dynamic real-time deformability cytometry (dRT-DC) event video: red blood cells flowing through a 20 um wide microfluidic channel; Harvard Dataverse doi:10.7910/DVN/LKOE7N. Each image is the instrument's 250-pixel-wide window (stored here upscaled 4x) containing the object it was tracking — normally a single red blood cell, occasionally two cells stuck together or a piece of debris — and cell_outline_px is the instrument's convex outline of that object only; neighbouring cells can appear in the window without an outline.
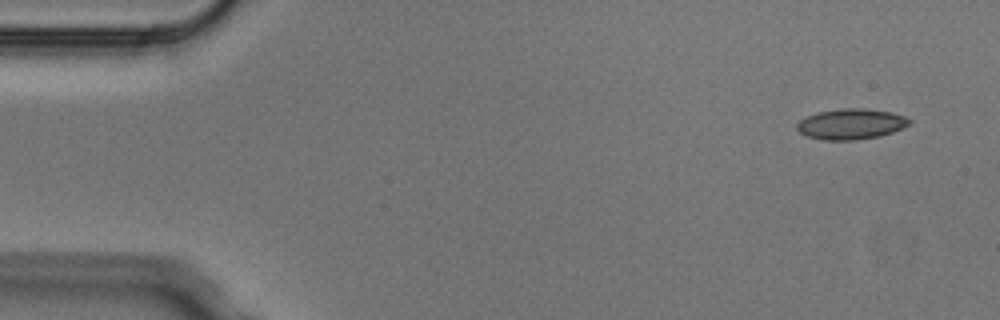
{"species": "Egyptian fruit bat (a non-hibernating species)", "species_latin": "Rousettus aegyptiacus", "temperature_condition": "cold", "stored_images_in_passage": 5, "segment_of_instrument_passage": [1, 2], "camera_frame_rate_fps": 3000, "um_per_image_px": 0.085, "animal": {"sex": "male"}, "frame": {"image": 1, "passage_image": 1, "time_ms": 0.0, "image_size_px": [1000, 320], "cell_outline_px": [[912, 124], [892, 132], [880, 136], [852, 140], [824, 140], [808, 136], [800, 132], [796, 128], [796, 124], [804, 116], [816, 112], [844, 108], [864, 108], [892, 112], [904, 116], [912, 120]], "centroid_in_image_um": [72.34, 10.53], "position_along_channel_um": 12.7, "area_um2": 20.17}}
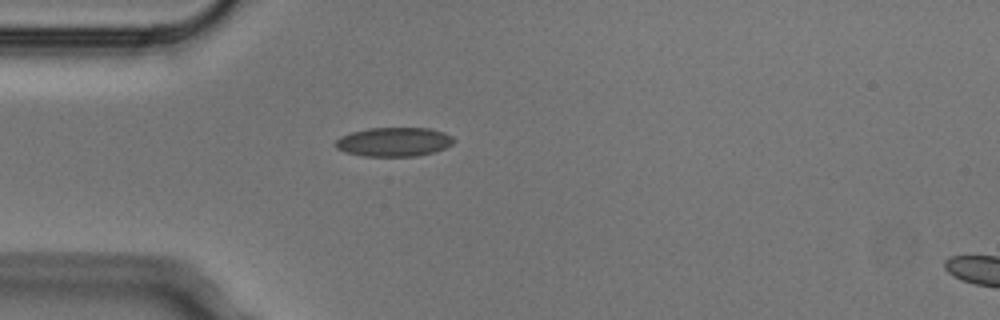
{"frame": {"image": 2, "passage_image": 4, "time_ms": 1.0, "image_size_px": [1000, 320], "cell_outline_px": [[456, 140], [452, 144], [436, 152], [416, 156], [364, 156], [344, 152], [336, 148], [332, 144], [340, 136], [352, 132], [368, 128], [428, 128], [444, 132], [452, 136]], "centroid_in_image_um": [33.47, 12.06], "position_along_channel_um": 51.5, "area_um2": 20.23}}